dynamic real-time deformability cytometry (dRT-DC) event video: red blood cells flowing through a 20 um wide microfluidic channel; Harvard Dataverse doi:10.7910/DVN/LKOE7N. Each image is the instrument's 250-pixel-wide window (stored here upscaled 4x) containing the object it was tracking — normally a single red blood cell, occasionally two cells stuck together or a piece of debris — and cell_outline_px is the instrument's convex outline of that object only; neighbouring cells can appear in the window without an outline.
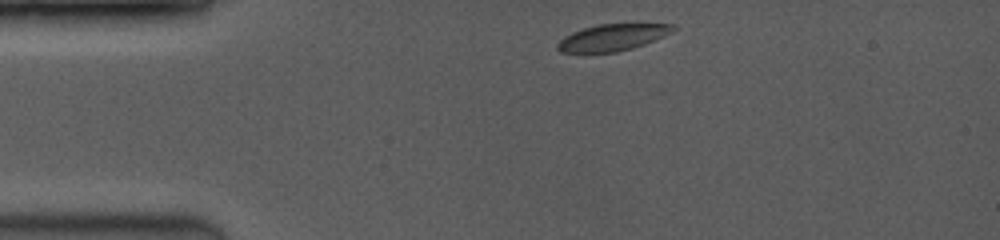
{"species": "common noctule bat (a hibernating species)", "species_latin": "Nyctalus noctula", "temperature_condition": "room temperature", "stored_images_in_passage": 6, "camera_frame_rate_fps": 3500, "um_per_image_px": 0.085, "animal": {"sex": "female", "body_mass_g": 19.0, "forearm_length_mm": 53.3}, "frame": {"image": 1, "passage_image": 1, "time_ms": 0.0, "image_size_px": [1000, 240], "cell_outline_px": [[676, 28], [672, 32], [656, 40], [632, 48], [616, 52], [560, 52], [556, 48], [556, 44], [564, 36], [572, 32], [584, 28], [600, 24], [672, 24]], "centroid_in_image_um": [52.05, 3.18], "position_along_channel_um": 32.9, "area_um2": 17.8}}
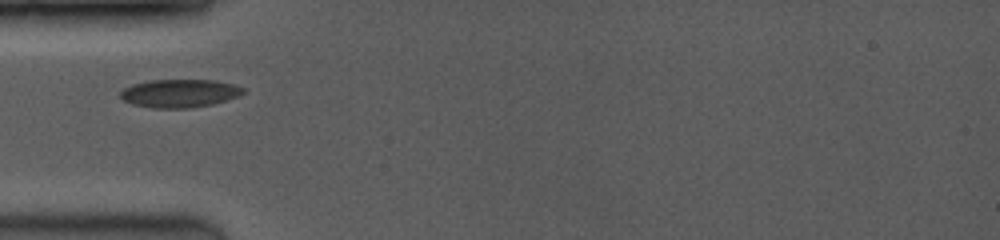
{"frame": {"image": 2, "passage_image": 4, "time_ms": 2.0, "image_size_px": [1000, 240], "cell_outline_px": [[244, 92], [240, 96], [212, 104], [188, 108], [152, 108], [132, 104], [124, 100], [120, 96], [120, 92], [124, 88], [132, 84], [152, 80], [212, 80], [232, 84], [244, 88]], "centroid_in_image_um": [15.25, 7.93], "position_along_channel_um": 69.7, "area_um2": 20.06}}
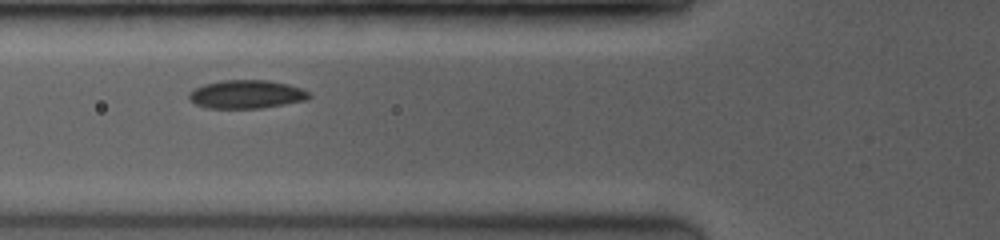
{"frame": {"image": 3, "passage_image": 5, "time_ms": 2.857, "image_size_px": [1000, 240], "cell_outline_px": [[312, 96], [304, 100], [284, 104], [260, 108], [208, 108], [196, 104], [188, 100], [188, 92], [204, 84], [224, 80], [268, 80], [288, 84], [300, 88], [308, 92]], "centroid_in_image_um": [20.91, 8.01], "position_along_channel_um": 104.9, "area_um2": 19.77}}